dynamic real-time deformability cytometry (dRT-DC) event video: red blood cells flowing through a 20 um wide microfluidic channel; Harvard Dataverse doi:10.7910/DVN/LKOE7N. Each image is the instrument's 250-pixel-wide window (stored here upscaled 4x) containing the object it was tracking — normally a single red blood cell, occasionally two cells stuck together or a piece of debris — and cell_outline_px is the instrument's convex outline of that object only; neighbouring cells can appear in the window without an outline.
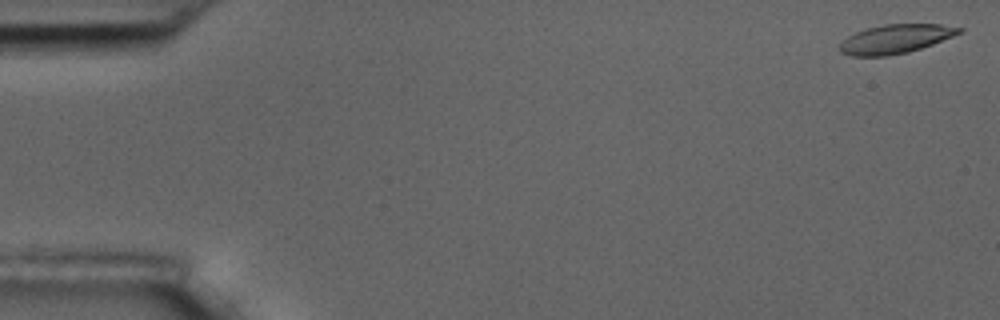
{"species": "common noctule bat (a hibernating species)", "species_latin": "Nyctalus noctula", "temperature_condition": "room temperature", "stored_images_in_passage": 10, "camera_frame_rate_fps": 3000, "um_per_image_px": 0.085, "animal": {"sex": "male", "body_mass_g": 17.5, "forearm_length_mm": 52.3}, "frame": {"image": 1, "passage_image": 1, "time_ms": 0.0, "image_size_px": [1000, 320], "cell_outline_px": [[964, 32], [932, 44], [908, 52], [888, 56], [852, 56], [840, 52], [840, 44], [848, 36], [856, 32], [868, 28], [884, 24], [940, 24], [964, 28]], "centroid_in_image_um": [76.14, 3.31], "position_along_channel_um": 8.9, "area_um2": 20.06}}
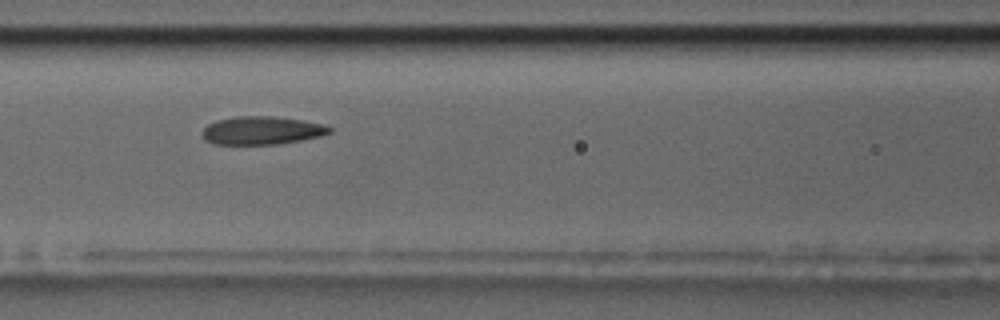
{"frame": {"image": 2, "passage_image": 7, "time_ms": 7.667, "image_size_px": [1000, 320], "cell_outline_px": [[332, 132], [320, 136], [300, 140], [276, 144], [212, 144], [204, 140], [200, 132], [208, 124], [216, 120], [236, 116], [268, 116], [304, 120], [324, 124], [332, 128]], "centroid_in_image_um": [22.22, 11.09], "position_along_channel_um": 144.4, "area_um2": 20.98}}
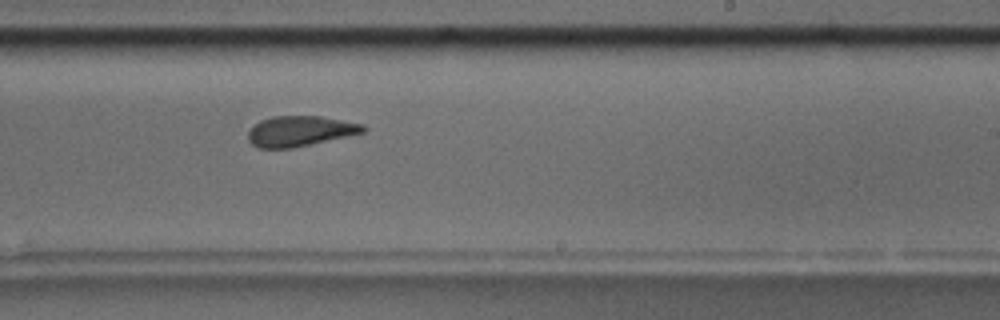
{"frame": {"image": 3, "passage_image": 10, "time_ms": 11.0, "image_size_px": [1000, 320], "cell_outline_px": [[368, 128], [364, 132], [348, 136], [292, 148], [256, 148], [248, 140], [248, 132], [260, 120], [272, 116], [320, 116], [364, 124]], "centroid_in_image_um": [25.51, 11.14], "position_along_channel_um": 263.5, "area_um2": 20.35}}